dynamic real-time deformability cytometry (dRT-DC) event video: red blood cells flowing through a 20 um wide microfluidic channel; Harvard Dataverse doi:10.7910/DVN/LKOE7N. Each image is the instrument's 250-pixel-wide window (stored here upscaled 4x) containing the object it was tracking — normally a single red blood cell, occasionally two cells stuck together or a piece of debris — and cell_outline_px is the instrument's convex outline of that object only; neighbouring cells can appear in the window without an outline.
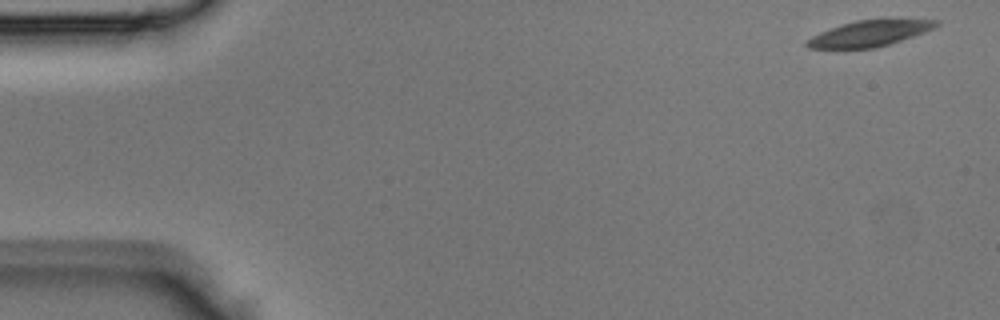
{"species": "Egyptian fruit bat (a non-hibernating species)", "species_latin": "Rousettus aegyptiacus", "temperature_condition": "room temperature", "stored_images_in_passage": 5, "camera_frame_rate_fps": 3000, "um_per_image_px": 0.085, "animal": {"sex": "male"}, "frame": {"image": 1, "passage_image": 1, "time_ms": 0.0, "image_size_px": [1000, 320], "cell_outline_px": [[940, 24], [924, 32], [888, 44], [872, 48], [808, 48], [804, 44], [812, 36], [820, 32], [840, 24], [856, 20], [940, 20]], "centroid_in_image_um": [73.85, 2.84], "position_along_channel_um": 11.1, "area_um2": 18.96}}
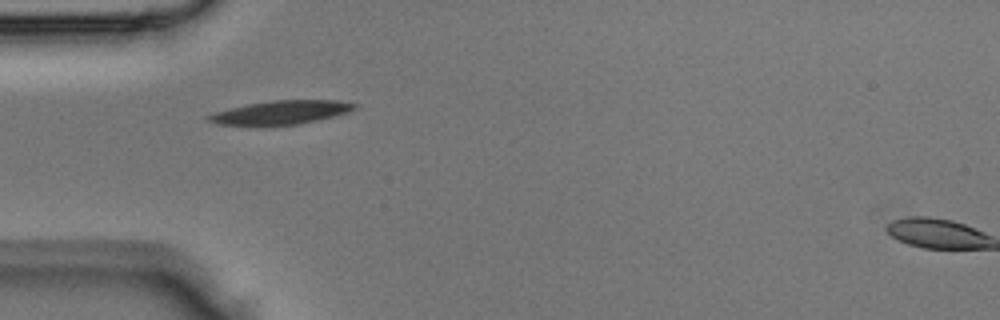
{"frame": {"image": 2, "passage_image": 4, "time_ms": 1.0, "image_size_px": [1000, 320], "cell_outline_px": [[356, 108], [348, 112], [300, 124], [268, 128], [256, 128], [216, 124], [208, 120], [204, 116], [216, 112], [248, 104], [272, 100], [336, 100], [356, 104]], "centroid_in_image_um": [23.77, 9.61], "position_along_channel_um": 61.2, "area_um2": 20.87}}